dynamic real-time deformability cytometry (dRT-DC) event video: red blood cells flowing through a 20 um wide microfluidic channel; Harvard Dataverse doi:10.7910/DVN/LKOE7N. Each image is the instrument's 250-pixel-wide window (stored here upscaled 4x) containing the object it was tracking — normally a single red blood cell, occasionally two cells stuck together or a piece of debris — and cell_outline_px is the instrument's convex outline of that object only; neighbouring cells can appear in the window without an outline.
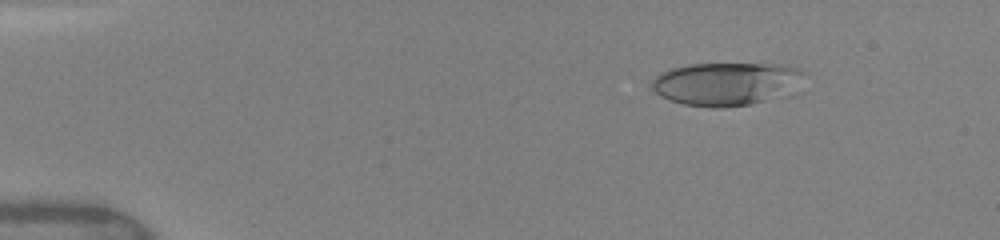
{"species": "human", "species_latin": "Homo sapiens", "temperature_condition": "warm", "stored_images_in_passage": 14, "camera_frame_rate_fps": 3000, "um_per_image_px": 0.085, "donor": {"sex": "female"}, "frame": {"image": 1, "passage_image": 3, "time_ms": 2.0, "image_size_px": [1000, 240], "cell_outline_px": [[808, 72], [764, 100], [748, 104], [720, 108], [712, 108], [684, 104], [668, 100], [660, 96], [648, 88], [652, 80], [660, 72], [672, 68], [688, 64], [780, 64], [800, 68]], "centroid_in_image_um": [61.47, 7.1], "position_along_channel_um": 23.5, "area_um2": 37.05}}
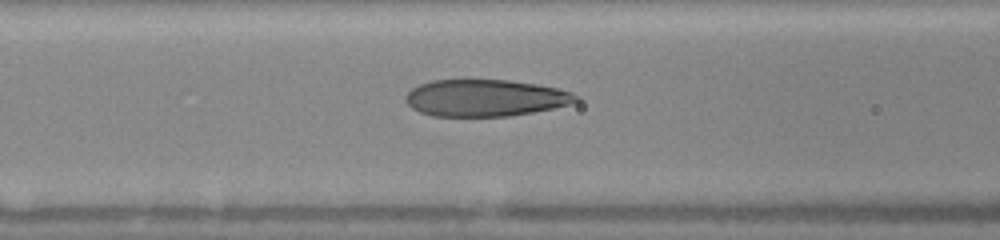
{"frame": {"image": 2, "passage_image": 9, "time_ms": 6.667, "image_size_px": [1000, 240], "cell_outline_px": [[580, 100], [572, 104], [532, 112], [508, 116], [432, 116], [420, 112], [412, 108], [404, 100], [404, 96], [412, 88], [420, 84], [432, 80], [468, 76], [508, 80], [536, 84], [556, 88], [572, 92], [580, 96]], "centroid_in_image_um": [41.21, 8.28], "position_along_channel_um": 125.4, "area_um2": 37.74}}
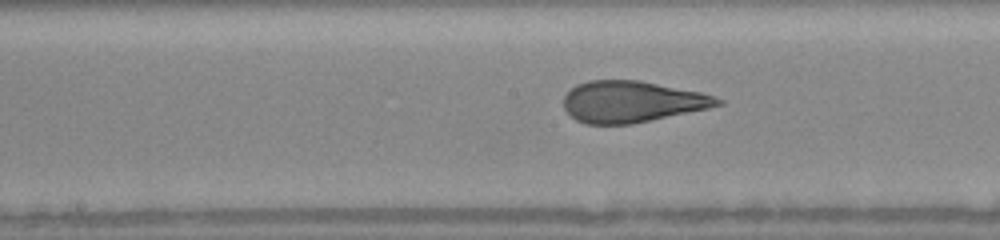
{"frame": {"image": 3, "passage_image": 13, "time_ms": 8.333, "image_size_px": [1000, 240], "cell_outline_px": [[724, 104], [708, 108], [632, 124], [584, 124], [576, 120], [564, 108], [564, 96], [576, 84], [588, 80], [640, 80], [700, 92], [724, 100]], "centroid_in_image_um": [53.69, 8.64], "position_along_channel_um": 194.5, "area_um2": 36.99}}